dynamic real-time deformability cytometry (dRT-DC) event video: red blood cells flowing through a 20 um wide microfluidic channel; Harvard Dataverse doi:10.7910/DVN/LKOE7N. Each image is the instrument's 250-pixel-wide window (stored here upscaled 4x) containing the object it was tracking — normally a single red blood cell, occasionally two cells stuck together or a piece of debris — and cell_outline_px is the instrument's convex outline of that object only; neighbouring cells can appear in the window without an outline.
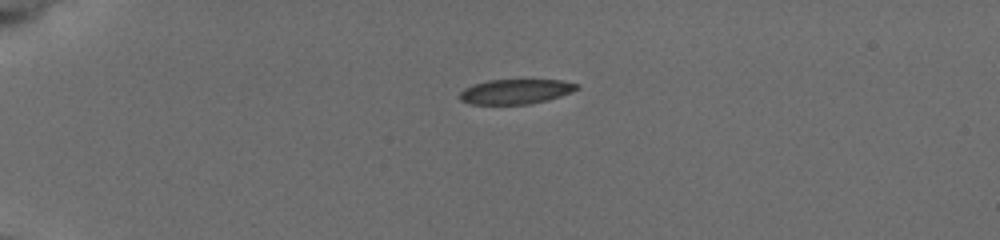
{"species": "common noctule bat (a hibernating species)", "species_latin": "Nyctalus noctula", "temperature_condition": "cold", "stored_images_in_passage": 42, "camera_frame_rate_fps": 3000, "um_per_image_px": 0.085, "animal": {"sex": "female", "body_mass_g": 19.5, "forearm_length_mm": 54.1}, "frame": {"image": 1, "passage_image": 1, "time_ms": 0.0, "image_size_px": [1000, 240], "cell_outline_px": [[580, 88], [560, 96], [548, 100], [528, 104], [472, 104], [460, 100], [460, 92], [464, 88], [472, 84], [488, 80], [560, 80], [580, 84]], "centroid_in_image_um": [43.83, 7.78], "position_along_channel_um": 41.2, "area_um2": 16.94}}
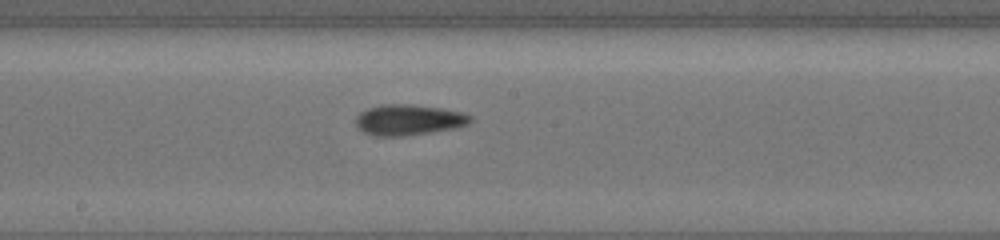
{"frame": {"image": 2, "passage_image": 19, "time_ms": 6.0, "image_size_px": [1000, 240], "cell_outline_px": [[472, 120], [468, 124], [456, 128], [400, 136], [372, 136], [356, 128], [356, 116], [360, 112], [368, 108], [384, 104], [412, 104], [440, 108], [460, 112], [472, 116]], "centroid_in_image_um": [34.69, 10.19], "position_along_channel_um": 213.5, "area_um2": 20.46}}
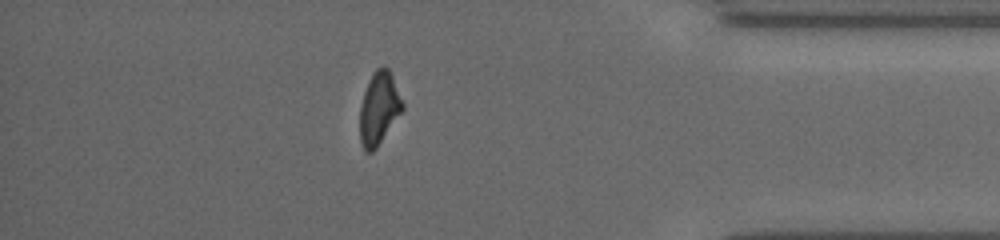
{"frame": {"image": 3, "passage_image": 36, "time_ms": 11.667, "image_size_px": [1000, 240], "cell_outline_px": [[404, 108], [376, 148], [372, 152], [364, 152], [360, 140], [360, 108], [364, 92], [372, 72], [376, 68], [384, 64], [388, 68], [392, 76], [404, 104]], "centroid_in_image_um": [32.2, 9.19], "position_along_channel_um": 403.0, "area_um2": 17.98}, "authors_computed_cell_mechanics": {"area_um2": 18.6983, "velocity_mm_per_s": 3.7794, "shape_relaxation_time_tau1_ms": 4.8259, "shape_relaxation_time_tau2_ms": 2.1692, "deformation_change_tau1": 0.1512, "deformation_change_tau2": 0.0819}}